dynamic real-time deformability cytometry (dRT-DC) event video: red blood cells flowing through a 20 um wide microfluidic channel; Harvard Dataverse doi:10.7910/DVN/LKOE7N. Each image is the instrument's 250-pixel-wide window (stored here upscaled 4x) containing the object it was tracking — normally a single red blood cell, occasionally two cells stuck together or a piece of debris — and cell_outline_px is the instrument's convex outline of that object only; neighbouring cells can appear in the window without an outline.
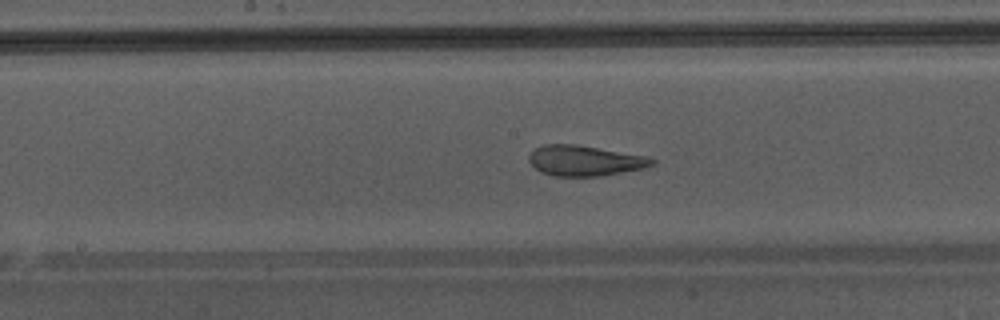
{"species": "Egyptian fruit bat (a non-hibernating species)", "species_latin": "Rousettus aegyptiacus", "temperature_condition": "warm", "stored_images_in_passage": 51, "segment_of_instrument_passage": [1, 2], "camera_frame_rate_fps": 3000, "um_per_image_px": 0.085, "animal": {"sex": "male"}, "frame": {"image": 1, "passage_image": 28, "time_ms": 9.0, "image_size_px": [1000, 320], "cell_outline_px": [[656, 164], [644, 168], [600, 176], [552, 176], [540, 172], [528, 160], [528, 156], [536, 148], [544, 144], [576, 144], [648, 156], [656, 160]], "centroid_in_image_um": [49.73, 13.65], "position_along_channel_um": 198.5, "area_um2": 21.91}}
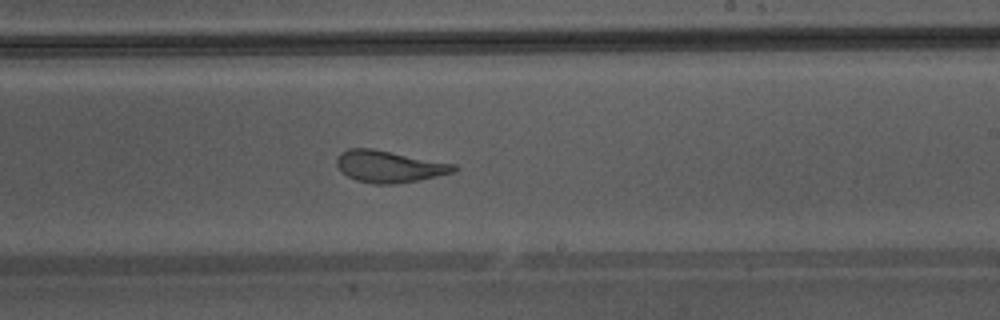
{"frame": {"image": 2, "passage_image": 32, "time_ms": 10.333, "image_size_px": [1000, 320], "cell_outline_px": [[460, 168], [456, 172], [396, 184], [372, 184], [356, 180], [348, 176], [336, 164], [336, 156], [340, 152], [348, 148], [372, 148], [456, 164]], "centroid_in_image_um": [33.09, 14.14], "position_along_channel_um": 255.9, "area_um2": 21.79}}
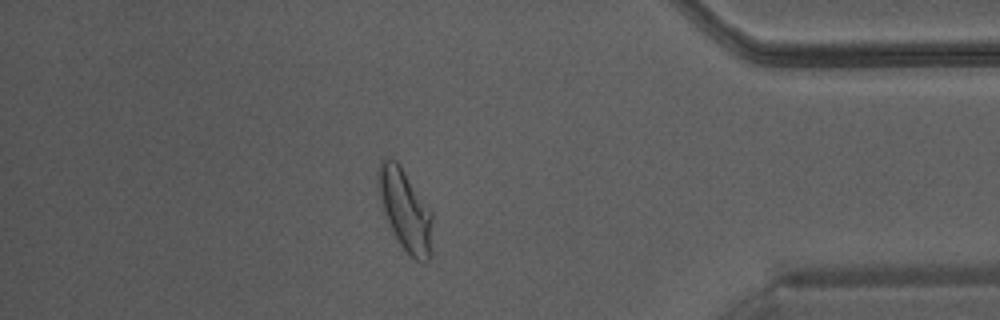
{"frame": {"image": 3, "passage_image": 44, "time_ms": 14.333, "image_size_px": [1000, 320], "cell_outline_px": [[432, 220], [428, 264], [416, 260], [408, 256], [392, 232], [384, 216], [376, 184], [376, 180], [380, 164], [388, 156], [396, 160], [400, 164], [432, 212]], "centroid_in_image_um": [34.4, 17.85], "position_along_channel_um": 400.8, "area_um2": 25.84}}